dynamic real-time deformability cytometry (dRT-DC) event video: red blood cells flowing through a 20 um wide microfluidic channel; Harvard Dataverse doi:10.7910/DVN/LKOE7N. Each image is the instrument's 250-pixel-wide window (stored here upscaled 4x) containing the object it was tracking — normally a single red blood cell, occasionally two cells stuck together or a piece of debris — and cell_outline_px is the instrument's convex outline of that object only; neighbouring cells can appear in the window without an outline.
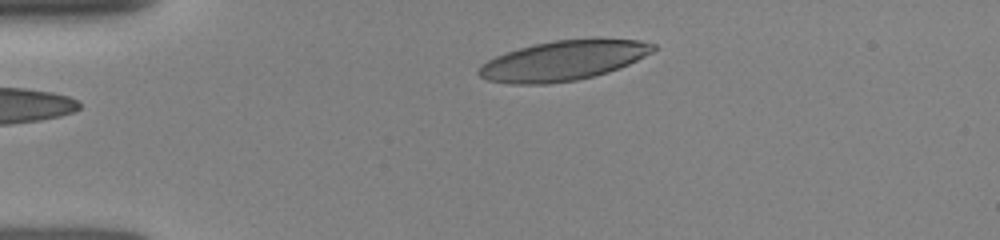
{"species": "human", "species_latin": "Homo sapiens", "temperature_condition": "room temperature", "stored_images_in_passage": 12, "camera_frame_rate_fps": 3000, "um_per_image_px": 0.085, "donor": {"sex": "female"}, "frame": {"image": 1, "passage_image": 1, "time_ms": 0.0, "image_size_px": [1000, 240], "cell_outline_px": [[656, 48], [652, 52], [628, 64], [608, 72], [576, 80], [548, 84], [508, 84], [488, 80], [480, 76], [476, 72], [488, 60], [496, 56], [520, 48], [552, 40], [640, 40], [656, 44]], "centroid_in_image_um": [47.85, 5.17], "position_along_channel_um": 37.1, "area_um2": 39.71}}
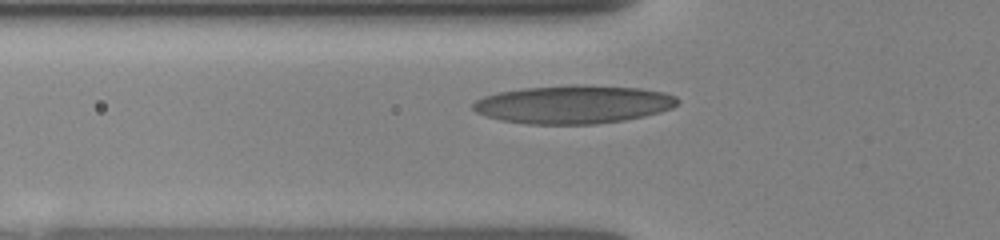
{"frame": {"image": 2, "passage_image": 8, "time_ms": 2.0, "image_size_px": [1000, 240], "cell_outline_px": [[680, 100], [672, 108], [660, 112], [644, 116], [624, 120], [596, 124], [524, 124], [500, 120], [484, 116], [476, 112], [472, 108], [472, 104], [476, 100], [484, 96], [500, 92], [524, 88], [572, 84], [580, 84], [640, 88], [664, 92], [676, 96]], "centroid_in_image_um": [48.73, 8.87], "position_along_channel_um": 77.1, "area_um2": 45.89}}
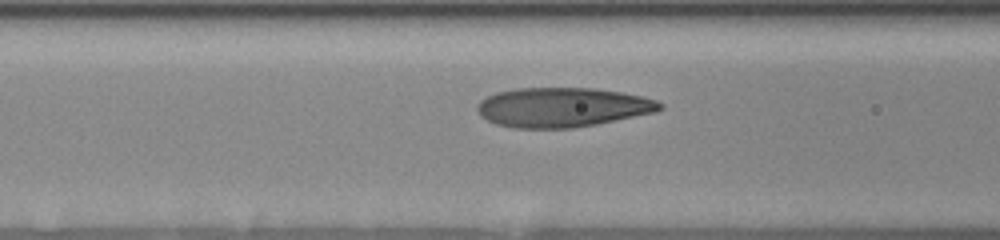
{"frame": {"image": 3, "passage_image": 11, "time_ms": 3.0, "image_size_px": [1000, 240], "cell_outline_px": [[664, 108], [656, 112], [596, 124], [572, 128], [512, 128], [496, 124], [480, 116], [476, 108], [476, 104], [480, 100], [496, 92], [516, 88], [596, 88], [620, 92], [640, 96], [656, 100], [664, 104]], "centroid_in_image_um": [47.78, 9.12], "position_along_channel_um": 118.8, "area_um2": 42.19}}